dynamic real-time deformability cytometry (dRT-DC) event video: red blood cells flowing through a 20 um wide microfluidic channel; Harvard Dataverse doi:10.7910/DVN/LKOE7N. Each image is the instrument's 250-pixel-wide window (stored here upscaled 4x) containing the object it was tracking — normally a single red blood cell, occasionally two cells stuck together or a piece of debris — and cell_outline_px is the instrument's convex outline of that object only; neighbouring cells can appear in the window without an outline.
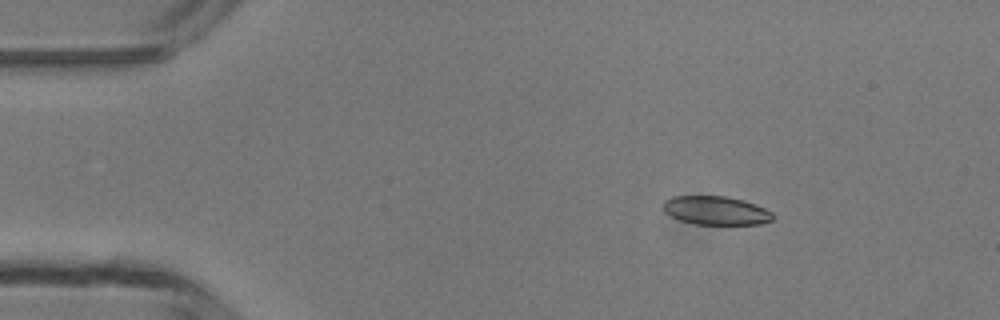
{"species": "common noctule bat (a hibernating species)", "species_latin": "Nyctalus noctula", "temperature_condition": "room temperature", "stored_images_in_passage": 5, "camera_frame_rate_fps": 3000, "um_per_image_px": 0.085, "animal": {"sex": "male", "body_mass_g": 13.3}, "frame": {"image": 1, "passage_image": 3, "time_ms": 2.333, "image_size_px": [1000, 320], "cell_outline_px": [[776, 216], [772, 220], [760, 224], [696, 224], [680, 220], [664, 212], [664, 200], [672, 196], [724, 196], [744, 200], [756, 204], [772, 212]], "centroid_in_image_um": [60.88, 17.89], "position_along_channel_um": 24.1, "area_um2": 18.32}}
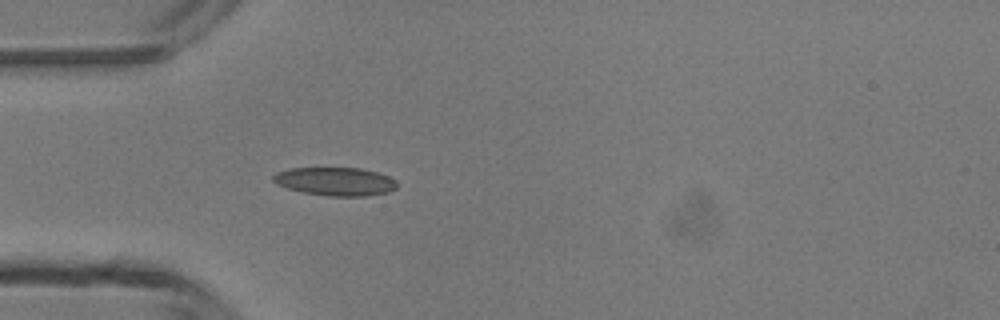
{"frame": {"image": 2, "passage_image": 5, "time_ms": 4.667, "image_size_px": [1000, 320], "cell_outline_px": [[396, 188], [388, 192], [368, 196], [328, 196], [304, 192], [288, 188], [276, 184], [272, 180], [272, 176], [276, 172], [288, 168], [360, 168], [376, 172], [388, 176], [396, 180]], "centroid_in_image_um": [28.48, 15.42], "position_along_channel_um": 56.5, "area_um2": 20.46}}